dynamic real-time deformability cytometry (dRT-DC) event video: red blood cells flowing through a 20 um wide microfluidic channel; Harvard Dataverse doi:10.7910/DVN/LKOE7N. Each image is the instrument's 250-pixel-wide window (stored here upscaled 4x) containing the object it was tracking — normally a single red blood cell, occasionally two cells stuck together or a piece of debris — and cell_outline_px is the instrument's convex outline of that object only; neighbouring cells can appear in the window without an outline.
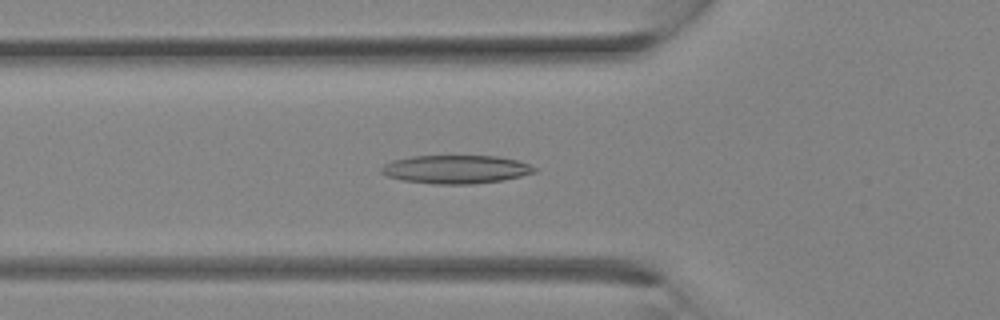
{"species": "Egyptian fruit bat (a non-hibernating species)", "species_latin": "Rousettus aegyptiacus", "temperature_condition": "room temperature", "stored_images_in_passage": 30, "camera_frame_rate_fps": 3000, "um_per_image_px": 0.085, "animal": {"sex": "female"}, "frame": {"image": 1, "passage_image": 10, "time_ms": 3.0, "image_size_px": [1000, 320], "cell_outline_px": [[540, 168], [536, 172], [504, 180], [472, 184], [436, 184], [400, 180], [388, 176], [380, 172], [380, 168], [384, 164], [392, 160], [412, 156], [496, 156], [516, 160]], "centroid_in_image_um": [38.75, 14.39], "position_along_channel_um": 87.1, "area_um2": 25.43}}
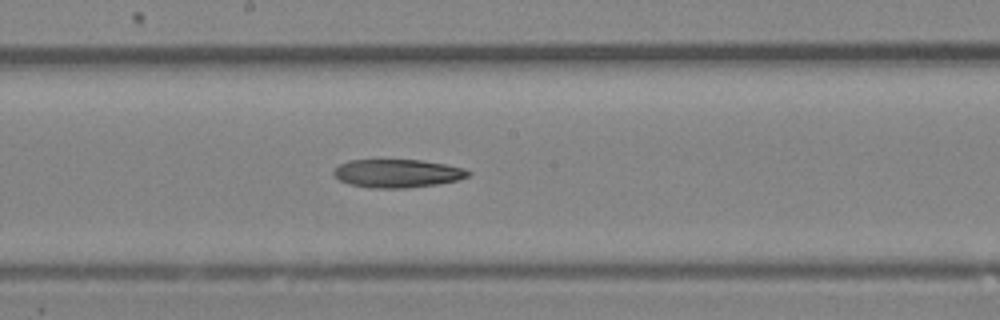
{"frame": {"image": 2, "passage_image": 16, "time_ms": 5.0, "image_size_px": [1000, 320], "cell_outline_px": [[472, 172], [468, 176], [456, 180], [436, 184], [408, 188], [372, 188], [348, 184], [332, 176], [332, 168], [348, 160], [420, 160], [444, 164], [464, 168]], "centroid_in_image_um": [33.71, 14.74], "position_along_channel_um": 214.5, "area_um2": 22.25}}
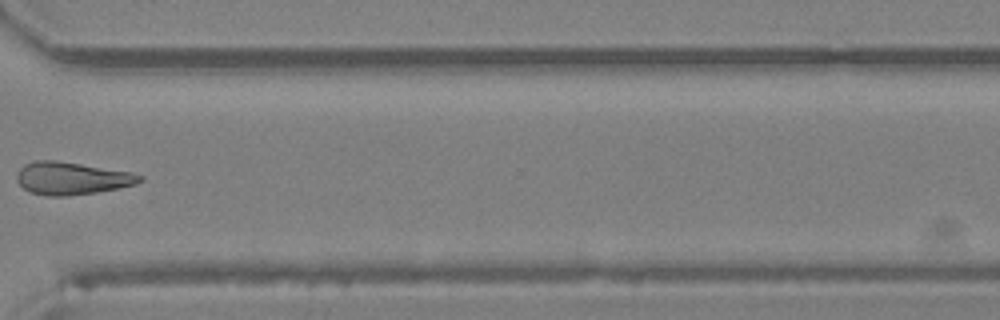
{"frame": {"image": 3, "passage_image": 23, "time_ms": 7.333, "image_size_px": [1000, 320], "cell_outline_px": [[144, 180], [136, 184], [120, 188], [96, 192], [68, 196], [48, 196], [28, 192], [16, 180], [16, 172], [24, 164], [36, 160], [56, 160], [132, 172], [144, 176]], "centroid_in_image_um": [6.1, 15.16], "position_along_channel_um": 364.5, "area_um2": 23.58}}